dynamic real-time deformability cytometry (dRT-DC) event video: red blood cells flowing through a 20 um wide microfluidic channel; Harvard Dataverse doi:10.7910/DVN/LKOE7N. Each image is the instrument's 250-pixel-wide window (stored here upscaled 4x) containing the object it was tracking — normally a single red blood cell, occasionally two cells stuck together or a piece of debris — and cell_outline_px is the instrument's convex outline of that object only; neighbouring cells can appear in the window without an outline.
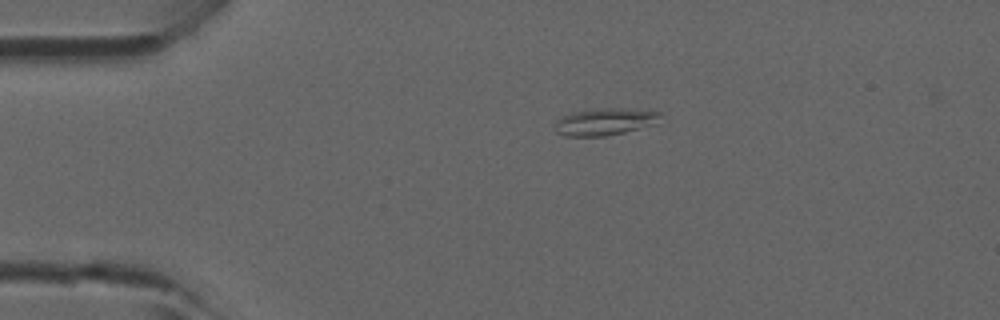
{"species": "common noctule bat (a hibernating species)", "species_latin": "Nyctalus noctula", "temperature_condition": "room temperature", "stored_images_in_passage": 2, "camera_frame_rate_fps": 3000, "um_per_image_px": 0.085, "animal": {"sex": "male", "forearm_length_mm": 52.5}, "frame": {"image": 1, "passage_image": 1, "time_ms": 0.0, "image_size_px": [1000, 320], "cell_outline_px": [[660, 112], [656, 124], [624, 132], [604, 136], [564, 136], [556, 132], [552, 124], [556, 120], [572, 112], [596, 108], [620, 108]], "centroid_in_image_um": [51.34, 10.35], "position_along_channel_um": 33.7, "area_um2": 16.59}}
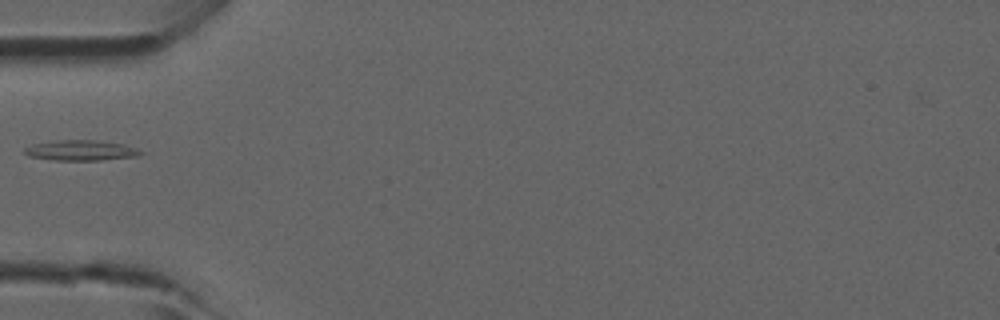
{"frame": {"image": 2, "passage_image": 2, "time_ms": 0.333, "image_size_px": [1000, 320], "cell_outline_px": [[144, 152], [136, 156], [100, 160], [52, 160], [28, 156], [24, 152], [24, 148], [32, 144], [56, 140], [96, 140], [124, 144], [136, 148]], "centroid_in_image_um": [6.84, 12.78], "position_along_channel_um": 78.2, "area_um2": 13.76}}